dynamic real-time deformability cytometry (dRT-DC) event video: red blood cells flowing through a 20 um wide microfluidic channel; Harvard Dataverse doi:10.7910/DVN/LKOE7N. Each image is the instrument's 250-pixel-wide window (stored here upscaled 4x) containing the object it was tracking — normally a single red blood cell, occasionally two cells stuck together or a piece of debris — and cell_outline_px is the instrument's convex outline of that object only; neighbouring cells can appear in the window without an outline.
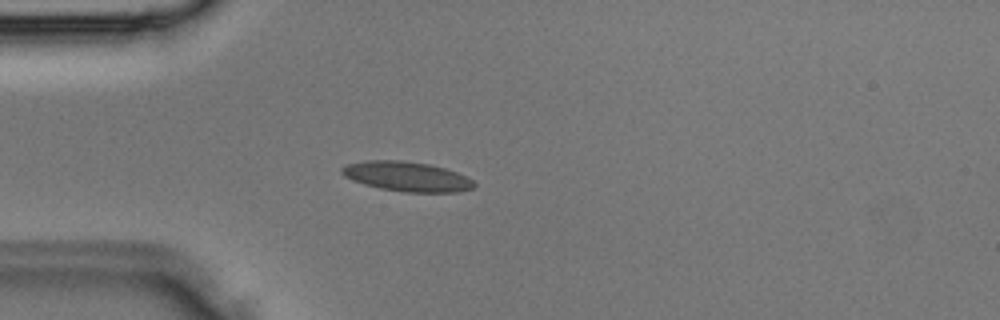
{"species": "Egyptian fruit bat (a non-hibernating species)", "species_latin": "Rousettus aegyptiacus", "temperature_condition": "room temperature", "stored_images_in_passage": 34, "camera_frame_rate_fps": 3000, "um_per_image_px": 0.085, "animal": {"sex": "male"}, "frame": {"image": 1, "passage_image": 9, "time_ms": 2.667, "image_size_px": [1000, 320], "cell_outline_px": [[476, 184], [472, 188], [460, 192], [404, 192], [380, 188], [364, 184], [352, 180], [344, 176], [340, 172], [340, 168], [344, 164], [368, 160], [400, 160], [428, 164], [444, 168], [468, 176]], "centroid_in_image_um": [34.56, 15.0], "position_along_channel_um": 50.4, "area_um2": 23.0}}
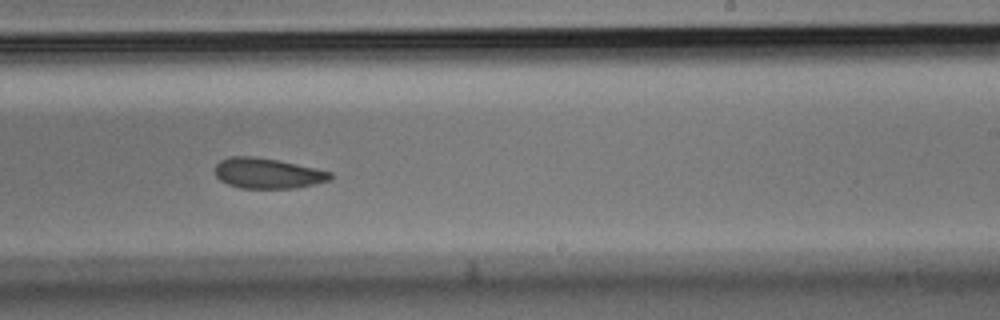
{"frame": {"image": 2, "passage_image": 21, "time_ms": 6.667, "image_size_px": [1000, 320], "cell_outline_px": [[332, 176], [328, 180], [312, 184], [292, 188], [240, 188], [228, 184], [220, 180], [216, 176], [216, 164], [220, 160], [228, 156], [256, 156], [316, 168], [332, 172]], "centroid_in_image_um": [22.7, 14.72], "position_along_channel_um": 266.3, "area_um2": 20.23}}
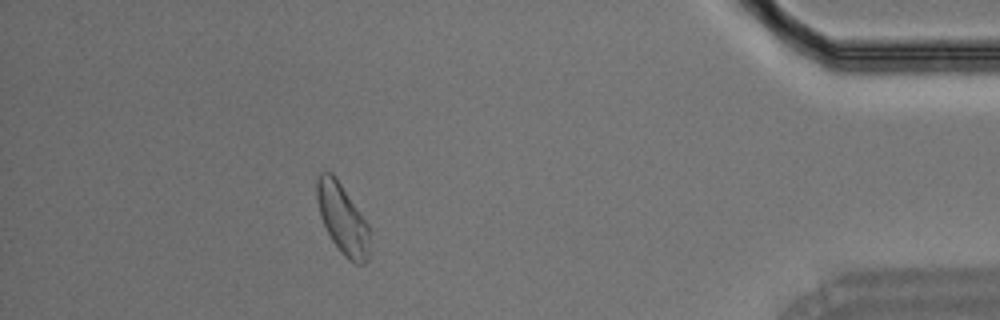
{"frame": {"image": 3, "passage_image": 31, "time_ms": 10.0, "image_size_px": [1000, 320], "cell_outline_px": [[368, 260], [364, 264], [356, 264], [348, 260], [340, 252], [332, 240], [320, 216], [316, 196], [316, 180], [320, 172], [332, 172], [336, 176], [368, 224]], "centroid_in_image_um": [29.09, 18.59], "position_along_channel_um": 406.1, "area_um2": 21.44}}